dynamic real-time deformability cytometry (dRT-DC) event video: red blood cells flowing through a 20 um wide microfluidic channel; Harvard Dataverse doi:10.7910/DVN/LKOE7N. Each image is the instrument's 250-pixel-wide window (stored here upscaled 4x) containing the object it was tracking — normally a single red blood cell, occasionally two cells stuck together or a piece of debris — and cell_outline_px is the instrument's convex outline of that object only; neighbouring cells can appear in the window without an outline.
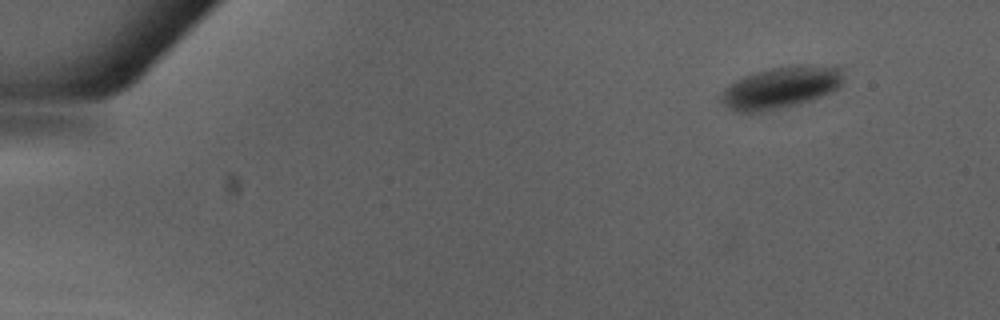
{"species": "Egyptian fruit bat (a non-hibernating species)", "species_latin": "Rousettus aegyptiacus", "temperature_condition": "warm", "stored_images_in_passage": 41, "camera_frame_rate_fps": 3000, "um_per_image_px": 0.085, "animal": {"sex": "male"}, "frame": {"image": 1, "passage_image": 1, "time_ms": 0.0, "image_size_px": [1000, 320], "cell_outline_px": [[844, 80], [840, 88], [832, 92], [812, 100], [800, 104], [764, 112], [740, 112], [724, 104], [720, 100], [720, 96], [724, 88], [736, 80], [744, 76], [756, 72], [772, 68], [800, 64], [808, 64], [844, 68]], "centroid_in_image_um": [66.45, 7.43], "position_along_channel_um": 18.6, "area_um2": 30.11}}
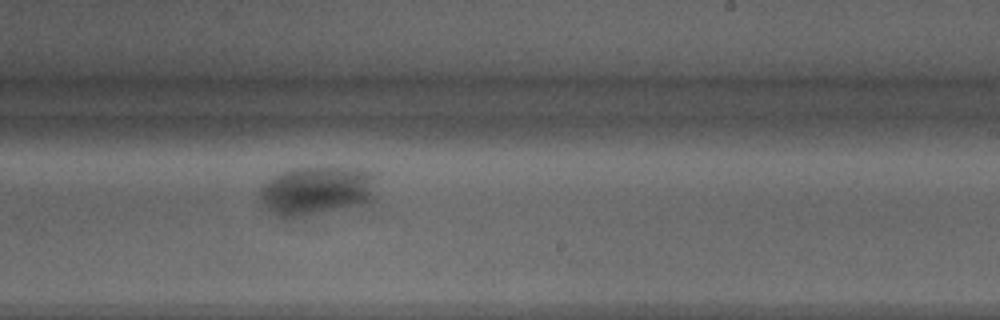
{"frame": {"image": 2, "passage_image": 27, "time_ms": 8.667, "image_size_px": [1000, 320], "cell_outline_px": [[376, 200], [292, 216], [280, 216], [264, 200], [260, 192], [268, 184], [284, 172], [296, 168], [340, 168], [368, 172]], "centroid_in_image_um": [26.96, 16.17], "position_along_channel_um": 262.0, "area_um2": 29.94}}
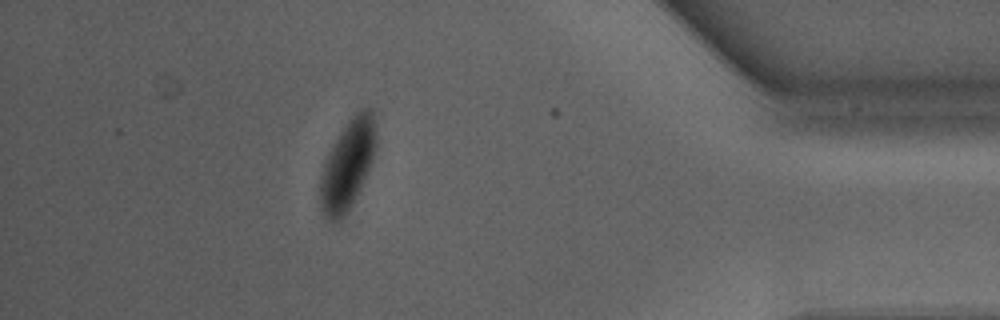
{"frame": {"image": 3, "passage_image": 40, "time_ms": 13.0, "image_size_px": [1000, 320], "cell_outline_px": [[376, 148], [368, 172], [364, 180], [344, 216], [340, 220], [332, 224], [324, 216], [320, 208], [320, 172], [324, 160], [332, 144], [348, 120], [360, 108], [372, 108], [376, 128]], "centroid_in_image_um": [29.53, 13.99], "position_along_channel_um": 405.7, "area_um2": 29.42}}